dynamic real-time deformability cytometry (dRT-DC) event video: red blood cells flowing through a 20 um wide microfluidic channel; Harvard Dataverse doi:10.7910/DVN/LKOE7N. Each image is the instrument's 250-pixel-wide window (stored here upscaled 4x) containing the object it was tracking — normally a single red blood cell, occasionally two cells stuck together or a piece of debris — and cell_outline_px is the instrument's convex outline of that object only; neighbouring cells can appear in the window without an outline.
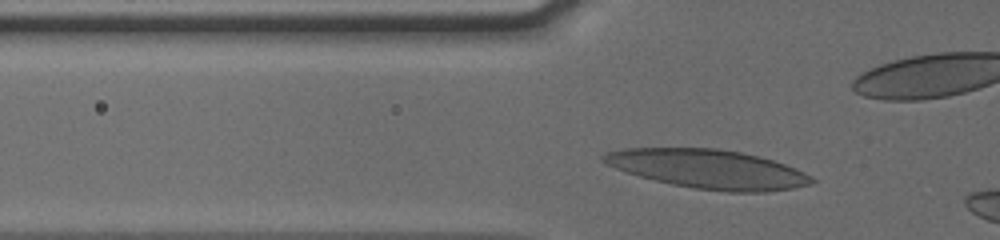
{"species": "human", "species_latin": "Homo sapiens", "temperature_condition": "cold", "stored_images_in_passage": 34, "camera_frame_rate_fps": 3000, "um_per_image_px": 0.085, "donor": {"sex": "male"}, "frame": {"image": 1, "passage_image": 8, "time_ms": 2.333, "image_size_px": [1000, 240], "cell_outline_px": [[816, 180], [812, 184], [792, 188], [764, 192], [728, 192], [696, 188], [672, 184], [640, 176], [604, 164], [600, 160], [600, 156], [604, 152], [628, 148], [716, 148], [740, 152], [772, 160], [784, 164], [804, 172], [812, 176]], "centroid_in_image_um": [60.18, 14.36], "position_along_channel_um": 65.6, "area_um2": 47.05}}
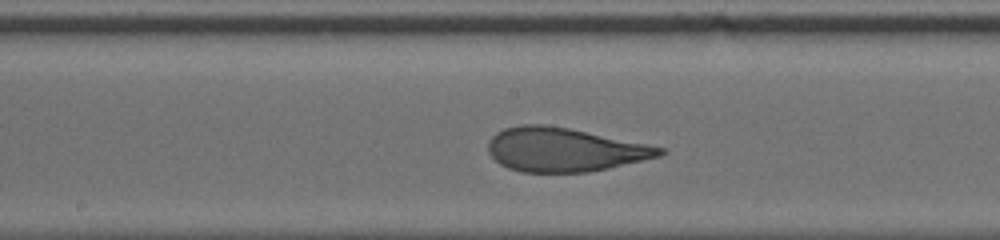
{"frame": {"image": 2, "passage_image": 19, "time_ms": 6.0, "image_size_px": [1000, 240], "cell_outline_px": [[668, 152], [660, 156], [608, 168], [588, 172], [520, 172], [508, 168], [500, 164], [488, 152], [488, 140], [496, 132], [504, 128], [520, 124], [544, 124], [568, 128], [648, 144], [664, 148]], "centroid_in_image_um": [47.94, 12.72], "position_along_channel_um": 200.3, "area_um2": 43.75}}
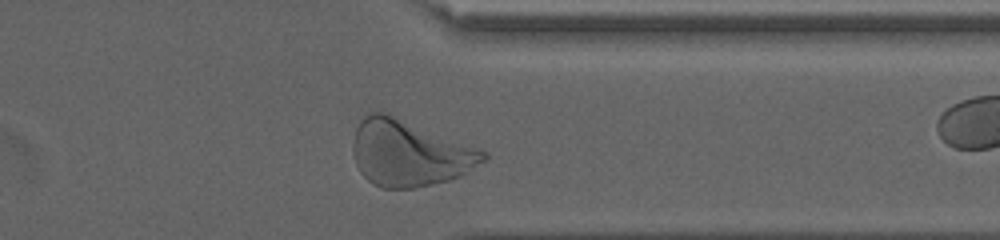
{"frame": {"image": 3, "passage_image": 33, "time_ms": 10.667, "image_size_px": [1000, 240], "cell_outline_px": [[488, 156], [484, 160], [460, 176], [448, 180], [416, 188], [380, 188], [372, 184], [360, 172], [356, 164], [352, 148], [352, 140], [356, 128], [360, 120], [364, 116], [372, 112], [384, 112], [488, 152]], "centroid_in_image_um": [34.74, 13.03], "position_along_channel_um": 376.7, "area_um2": 49.77}, "authors_computed_cell_mechanics": {"area_um2": 43.7835, "velocity_mm_per_s": 3.809, "shape_relaxation_time_tau1_ms": 4.3637, "shape_relaxation_time_tau2_ms": 0.8935, "deformation_change_tau1": 0.1821, "deformation_change_tau2": 0.0827}}